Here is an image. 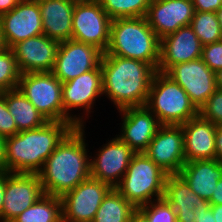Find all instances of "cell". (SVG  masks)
Segmentation results:
<instances>
[{"mask_svg":"<svg viewBox=\"0 0 222 222\" xmlns=\"http://www.w3.org/2000/svg\"><path fill=\"white\" fill-rule=\"evenodd\" d=\"M83 126L73 128L37 173L47 195L61 197L90 177Z\"/></svg>","mask_w":222,"mask_h":222,"instance_id":"cell-1","label":"cell"},{"mask_svg":"<svg viewBox=\"0 0 222 222\" xmlns=\"http://www.w3.org/2000/svg\"><path fill=\"white\" fill-rule=\"evenodd\" d=\"M103 94L118 110L145 106L156 70L148 63L115 55H103L101 62Z\"/></svg>","mask_w":222,"mask_h":222,"instance_id":"cell-2","label":"cell"},{"mask_svg":"<svg viewBox=\"0 0 222 222\" xmlns=\"http://www.w3.org/2000/svg\"><path fill=\"white\" fill-rule=\"evenodd\" d=\"M73 128L68 122L48 121L39 128L6 137V171L37 174L46 159Z\"/></svg>","mask_w":222,"mask_h":222,"instance_id":"cell-3","label":"cell"},{"mask_svg":"<svg viewBox=\"0 0 222 222\" xmlns=\"http://www.w3.org/2000/svg\"><path fill=\"white\" fill-rule=\"evenodd\" d=\"M103 55L140 60L157 71L160 38L149 26L146 17L114 19L111 22L109 45Z\"/></svg>","mask_w":222,"mask_h":222,"instance_id":"cell-4","label":"cell"},{"mask_svg":"<svg viewBox=\"0 0 222 222\" xmlns=\"http://www.w3.org/2000/svg\"><path fill=\"white\" fill-rule=\"evenodd\" d=\"M145 106L161 125H182L198 116L186 91L166 73L156 71Z\"/></svg>","mask_w":222,"mask_h":222,"instance_id":"cell-5","label":"cell"},{"mask_svg":"<svg viewBox=\"0 0 222 222\" xmlns=\"http://www.w3.org/2000/svg\"><path fill=\"white\" fill-rule=\"evenodd\" d=\"M168 174L156 165L144 152L135 153L115 189L136 209L164 196Z\"/></svg>","mask_w":222,"mask_h":222,"instance_id":"cell-6","label":"cell"},{"mask_svg":"<svg viewBox=\"0 0 222 222\" xmlns=\"http://www.w3.org/2000/svg\"><path fill=\"white\" fill-rule=\"evenodd\" d=\"M17 88L47 121H62L78 127L62 105V82L52 72L24 73Z\"/></svg>","mask_w":222,"mask_h":222,"instance_id":"cell-7","label":"cell"},{"mask_svg":"<svg viewBox=\"0 0 222 222\" xmlns=\"http://www.w3.org/2000/svg\"><path fill=\"white\" fill-rule=\"evenodd\" d=\"M111 22L99 1L76 0L71 39L93 45L105 53L109 45Z\"/></svg>","mask_w":222,"mask_h":222,"instance_id":"cell-8","label":"cell"},{"mask_svg":"<svg viewBox=\"0 0 222 222\" xmlns=\"http://www.w3.org/2000/svg\"><path fill=\"white\" fill-rule=\"evenodd\" d=\"M112 187L89 177L61 196L62 222H92Z\"/></svg>","mask_w":222,"mask_h":222,"instance_id":"cell-9","label":"cell"},{"mask_svg":"<svg viewBox=\"0 0 222 222\" xmlns=\"http://www.w3.org/2000/svg\"><path fill=\"white\" fill-rule=\"evenodd\" d=\"M103 52L93 45L73 39L60 42L52 73L62 83L96 69Z\"/></svg>","mask_w":222,"mask_h":222,"instance_id":"cell-10","label":"cell"},{"mask_svg":"<svg viewBox=\"0 0 222 222\" xmlns=\"http://www.w3.org/2000/svg\"><path fill=\"white\" fill-rule=\"evenodd\" d=\"M44 195L38 174L5 171L2 222H11Z\"/></svg>","mask_w":222,"mask_h":222,"instance_id":"cell-11","label":"cell"},{"mask_svg":"<svg viewBox=\"0 0 222 222\" xmlns=\"http://www.w3.org/2000/svg\"><path fill=\"white\" fill-rule=\"evenodd\" d=\"M168 175L179 174L186 163L181 125H161L144 152Z\"/></svg>","mask_w":222,"mask_h":222,"instance_id":"cell-12","label":"cell"},{"mask_svg":"<svg viewBox=\"0 0 222 222\" xmlns=\"http://www.w3.org/2000/svg\"><path fill=\"white\" fill-rule=\"evenodd\" d=\"M166 74L186 91L198 110L217 89L215 73L201 58L176 64Z\"/></svg>","mask_w":222,"mask_h":222,"instance_id":"cell-13","label":"cell"},{"mask_svg":"<svg viewBox=\"0 0 222 222\" xmlns=\"http://www.w3.org/2000/svg\"><path fill=\"white\" fill-rule=\"evenodd\" d=\"M0 24L8 48L30 37L44 34L38 0H21L15 8L0 16Z\"/></svg>","mask_w":222,"mask_h":222,"instance_id":"cell-14","label":"cell"},{"mask_svg":"<svg viewBox=\"0 0 222 222\" xmlns=\"http://www.w3.org/2000/svg\"><path fill=\"white\" fill-rule=\"evenodd\" d=\"M60 42L45 34L30 37L11 47L20 74L52 72Z\"/></svg>","mask_w":222,"mask_h":222,"instance_id":"cell-15","label":"cell"},{"mask_svg":"<svg viewBox=\"0 0 222 222\" xmlns=\"http://www.w3.org/2000/svg\"><path fill=\"white\" fill-rule=\"evenodd\" d=\"M98 152L96 159H90V177L115 188L121 182L136 152L118 136Z\"/></svg>","mask_w":222,"mask_h":222,"instance_id":"cell-16","label":"cell"},{"mask_svg":"<svg viewBox=\"0 0 222 222\" xmlns=\"http://www.w3.org/2000/svg\"><path fill=\"white\" fill-rule=\"evenodd\" d=\"M103 94L101 65L96 69L81 74L77 78L62 83V105L64 113L71 117L77 126H84L82 118L69 115L71 108H85L86 113L90 112L93 101Z\"/></svg>","mask_w":222,"mask_h":222,"instance_id":"cell-17","label":"cell"},{"mask_svg":"<svg viewBox=\"0 0 222 222\" xmlns=\"http://www.w3.org/2000/svg\"><path fill=\"white\" fill-rule=\"evenodd\" d=\"M194 12L192 0H151L146 19L162 39L180 27L190 25Z\"/></svg>","mask_w":222,"mask_h":222,"instance_id":"cell-18","label":"cell"},{"mask_svg":"<svg viewBox=\"0 0 222 222\" xmlns=\"http://www.w3.org/2000/svg\"><path fill=\"white\" fill-rule=\"evenodd\" d=\"M163 198L176 212L177 222H200L211 207L209 201L198 196L179 175H168Z\"/></svg>","mask_w":222,"mask_h":222,"instance_id":"cell-19","label":"cell"},{"mask_svg":"<svg viewBox=\"0 0 222 222\" xmlns=\"http://www.w3.org/2000/svg\"><path fill=\"white\" fill-rule=\"evenodd\" d=\"M202 47L193 28L188 25L160 39L158 71L166 73L172 66L201 58Z\"/></svg>","mask_w":222,"mask_h":222,"instance_id":"cell-20","label":"cell"},{"mask_svg":"<svg viewBox=\"0 0 222 222\" xmlns=\"http://www.w3.org/2000/svg\"><path fill=\"white\" fill-rule=\"evenodd\" d=\"M119 112L123 115V133L118 138L136 153L145 152L161 126L157 117L146 106L129 107Z\"/></svg>","mask_w":222,"mask_h":222,"instance_id":"cell-21","label":"cell"},{"mask_svg":"<svg viewBox=\"0 0 222 222\" xmlns=\"http://www.w3.org/2000/svg\"><path fill=\"white\" fill-rule=\"evenodd\" d=\"M186 162L216 159V124L199 115L182 124Z\"/></svg>","mask_w":222,"mask_h":222,"instance_id":"cell-22","label":"cell"},{"mask_svg":"<svg viewBox=\"0 0 222 222\" xmlns=\"http://www.w3.org/2000/svg\"><path fill=\"white\" fill-rule=\"evenodd\" d=\"M75 3L76 0H38L47 37L58 42L71 39Z\"/></svg>","mask_w":222,"mask_h":222,"instance_id":"cell-23","label":"cell"},{"mask_svg":"<svg viewBox=\"0 0 222 222\" xmlns=\"http://www.w3.org/2000/svg\"><path fill=\"white\" fill-rule=\"evenodd\" d=\"M179 175L198 196L209 201L218 180L222 177V163L217 159L186 162Z\"/></svg>","mask_w":222,"mask_h":222,"instance_id":"cell-24","label":"cell"},{"mask_svg":"<svg viewBox=\"0 0 222 222\" xmlns=\"http://www.w3.org/2000/svg\"><path fill=\"white\" fill-rule=\"evenodd\" d=\"M6 105L16 123L17 133L39 128L48 122L18 88L6 91Z\"/></svg>","mask_w":222,"mask_h":222,"instance_id":"cell-25","label":"cell"},{"mask_svg":"<svg viewBox=\"0 0 222 222\" xmlns=\"http://www.w3.org/2000/svg\"><path fill=\"white\" fill-rule=\"evenodd\" d=\"M137 209L115 188L104 197L92 222H130Z\"/></svg>","mask_w":222,"mask_h":222,"instance_id":"cell-26","label":"cell"},{"mask_svg":"<svg viewBox=\"0 0 222 222\" xmlns=\"http://www.w3.org/2000/svg\"><path fill=\"white\" fill-rule=\"evenodd\" d=\"M11 222H62L61 197L45 194Z\"/></svg>","mask_w":222,"mask_h":222,"instance_id":"cell-27","label":"cell"},{"mask_svg":"<svg viewBox=\"0 0 222 222\" xmlns=\"http://www.w3.org/2000/svg\"><path fill=\"white\" fill-rule=\"evenodd\" d=\"M99 3L112 19L146 17L151 0H100Z\"/></svg>","mask_w":222,"mask_h":222,"instance_id":"cell-28","label":"cell"},{"mask_svg":"<svg viewBox=\"0 0 222 222\" xmlns=\"http://www.w3.org/2000/svg\"><path fill=\"white\" fill-rule=\"evenodd\" d=\"M190 26L202 45L222 40V31L216 12L195 11Z\"/></svg>","mask_w":222,"mask_h":222,"instance_id":"cell-29","label":"cell"},{"mask_svg":"<svg viewBox=\"0 0 222 222\" xmlns=\"http://www.w3.org/2000/svg\"><path fill=\"white\" fill-rule=\"evenodd\" d=\"M20 75L12 50L6 47L0 51V92L16 89Z\"/></svg>","mask_w":222,"mask_h":222,"instance_id":"cell-30","label":"cell"},{"mask_svg":"<svg viewBox=\"0 0 222 222\" xmlns=\"http://www.w3.org/2000/svg\"><path fill=\"white\" fill-rule=\"evenodd\" d=\"M154 200L138 208L149 222H177L176 212L164 198Z\"/></svg>","mask_w":222,"mask_h":222,"instance_id":"cell-31","label":"cell"},{"mask_svg":"<svg viewBox=\"0 0 222 222\" xmlns=\"http://www.w3.org/2000/svg\"><path fill=\"white\" fill-rule=\"evenodd\" d=\"M198 115L213 124L222 125V89H216L199 108Z\"/></svg>","mask_w":222,"mask_h":222,"instance_id":"cell-32","label":"cell"},{"mask_svg":"<svg viewBox=\"0 0 222 222\" xmlns=\"http://www.w3.org/2000/svg\"><path fill=\"white\" fill-rule=\"evenodd\" d=\"M201 59L214 72L222 69V40L203 45Z\"/></svg>","mask_w":222,"mask_h":222,"instance_id":"cell-33","label":"cell"},{"mask_svg":"<svg viewBox=\"0 0 222 222\" xmlns=\"http://www.w3.org/2000/svg\"><path fill=\"white\" fill-rule=\"evenodd\" d=\"M16 133V123L6 105V92H0V136L6 138Z\"/></svg>","mask_w":222,"mask_h":222,"instance_id":"cell-34","label":"cell"},{"mask_svg":"<svg viewBox=\"0 0 222 222\" xmlns=\"http://www.w3.org/2000/svg\"><path fill=\"white\" fill-rule=\"evenodd\" d=\"M195 11L216 12L222 6V0H192Z\"/></svg>","mask_w":222,"mask_h":222,"instance_id":"cell-35","label":"cell"},{"mask_svg":"<svg viewBox=\"0 0 222 222\" xmlns=\"http://www.w3.org/2000/svg\"><path fill=\"white\" fill-rule=\"evenodd\" d=\"M215 148L216 159L222 163V125H216Z\"/></svg>","mask_w":222,"mask_h":222,"instance_id":"cell-36","label":"cell"},{"mask_svg":"<svg viewBox=\"0 0 222 222\" xmlns=\"http://www.w3.org/2000/svg\"><path fill=\"white\" fill-rule=\"evenodd\" d=\"M211 205H222V177L218 180L217 186L209 200Z\"/></svg>","mask_w":222,"mask_h":222,"instance_id":"cell-37","label":"cell"},{"mask_svg":"<svg viewBox=\"0 0 222 222\" xmlns=\"http://www.w3.org/2000/svg\"><path fill=\"white\" fill-rule=\"evenodd\" d=\"M21 0H0V16L15 8Z\"/></svg>","mask_w":222,"mask_h":222,"instance_id":"cell-38","label":"cell"},{"mask_svg":"<svg viewBox=\"0 0 222 222\" xmlns=\"http://www.w3.org/2000/svg\"><path fill=\"white\" fill-rule=\"evenodd\" d=\"M6 171L5 138L0 136V172Z\"/></svg>","mask_w":222,"mask_h":222,"instance_id":"cell-39","label":"cell"},{"mask_svg":"<svg viewBox=\"0 0 222 222\" xmlns=\"http://www.w3.org/2000/svg\"><path fill=\"white\" fill-rule=\"evenodd\" d=\"M5 193V172H0V220L2 222V210Z\"/></svg>","mask_w":222,"mask_h":222,"instance_id":"cell-40","label":"cell"},{"mask_svg":"<svg viewBox=\"0 0 222 222\" xmlns=\"http://www.w3.org/2000/svg\"><path fill=\"white\" fill-rule=\"evenodd\" d=\"M216 222H222V205H211Z\"/></svg>","mask_w":222,"mask_h":222,"instance_id":"cell-41","label":"cell"},{"mask_svg":"<svg viewBox=\"0 0 222 222\" xmlns=\"http://www.w3.org/2000/svg\"><path fill=\"white\" fill-rule=\"evenodd\" d=\"M130 222H149L148 219L137 209L131 216Z\"/></svg>","mask_w":222,"mask_h":222,"instance_id":"cell-42","label":"cell"},{"mask_svg":"<svg viewBox=\"0 0 222 222\" xmlns=\"http://www.w3.org/2000/svg\"><path fill=\"white\" fill-rule=\"evenodd\" d=\"M200 222H216L211 207L207 210V212L204 213V216Z\"/></svg>","mask_w":222,"mask_h":222,"instance_id":"cell-43","label":"cell"},{"mask_svg":"<svg viewBox=\"0 0 222 222\" xmlns=\"http://www.w3.org/2000/svg\"><path fill=\"white\" fill-rule=\"evenodd\" d=\"M216 88L222 89V69L215 73Z\"/></svg>","mask_w":222,"mask_h":222,"instance_id":"cell-44","label":"cell"},{"mask_svg":"<svg viewBox=\"0 0 222 222\" xmlns=\"http://www.w3.org/2000/svg\"><path fill=\"white\" fill-rule=\"evenodd\" d=\"M218 22L222 31V6L216 11Z\"/></svg>","mask_w":222,"mask_h":222,"instance_id":"cell-45","label":"cell"},{"mask_svg":"<svg viewBox=\"0 0 222 222\" xmlns=\"http://www.w3.org/2000/svg\"><path fill=\"white\" fill-rule=\"evenodd\" d=\"M5 48H6V45L3 39L1 24H0V51L4 50Z\"/></svg>","mask_w":222,"mask_h":222,"instance_id":"cell-46","label":"cell"}]
</instances>
